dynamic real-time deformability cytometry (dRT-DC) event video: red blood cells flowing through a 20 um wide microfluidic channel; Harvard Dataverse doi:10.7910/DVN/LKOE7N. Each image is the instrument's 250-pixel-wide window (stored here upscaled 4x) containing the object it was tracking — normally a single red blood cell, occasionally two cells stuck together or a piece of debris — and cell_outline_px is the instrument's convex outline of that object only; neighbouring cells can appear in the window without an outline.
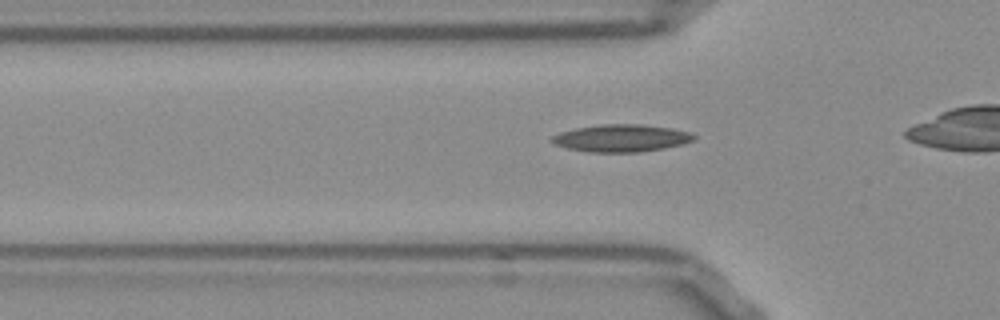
{"species": "Egyptian fruit bat (a non-hibernating species)", "species_latin": "Rousettus aegyptiacus", "temperature_condition": "room temperature", "stored_images_in_passage": 29, "camera_frame_rate_fps": 3000, "um_per_image_px": 0.085, "frame": {"image": 1, "passage_image": 5, "time_ms": 1.333, "image_size_px": [1000, 320], "cell_outline_px": [[696, 140], [684, 144], [664, 148], [640, 152], [588, 152], [568, 148], [556, 144], [548, 140], [552, 136], [560, 132], [576, 128], [600, 124], [644, 124], [672, 128], [688, 132], [696, 136]], "centroid_in_image_um": [52.83, 11.74], "position_along_channel_um": 73.0, "area_um2": 22.77}}
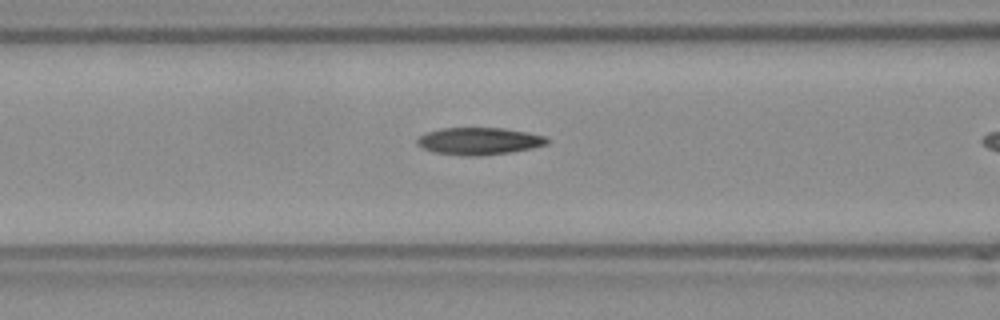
{"frame": {"image": 2, "passage_image": 9, "time_ms": 2.667, "image_size_px": [1000, 320], "cell_outline_px": [[552, 140], [548, 144], [532, 148], [512, 152], [476, 156], [468, 156], [436, 152], [424, 148], [416, 144], [416, 140], [420, 136], [428, 132], [440, 128], [504, 128], [528, 132], [548, 136]], "centroid_in_image_um": [40.8, 11.98], "position_along_channel_um": 125.8, "area_um2": 20.69}}